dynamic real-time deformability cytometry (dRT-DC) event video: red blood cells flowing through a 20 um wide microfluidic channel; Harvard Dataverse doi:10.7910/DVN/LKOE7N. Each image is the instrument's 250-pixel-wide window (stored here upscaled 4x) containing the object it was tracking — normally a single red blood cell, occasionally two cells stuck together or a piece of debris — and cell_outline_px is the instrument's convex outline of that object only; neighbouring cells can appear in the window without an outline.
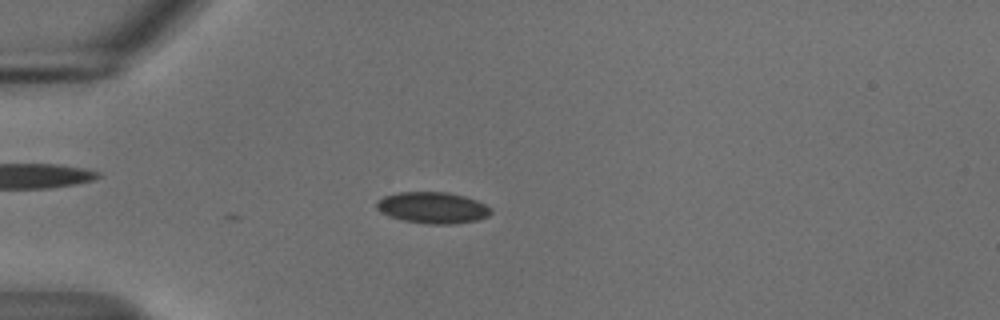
{"species": "common noctule bat (a hibernating species)", "species_latin": "Nyctalus noctula", "temperature_condition": "cold", "stored_images_in_passage": 11, "camera_frame_rate_fps": 3000, "um_per_image_px": 0.085, "animal": {"sex": "male", "body_mass_g": 18.8}, "frame": {"image": 1, "passage_image": 4, "time_ms": 1.0, "image_size_px": [1000, 320], "cell_outline_px": [[492, 212], [488, 216], [476, 220], [452, 224], [428, 224], [404, 220], [388, 216], [380, 212], [376, 208], [376, 200], [384, 196], [400, 192], [448, 192], [464, 196], [476, 200], [492, 208]], "centroid_in_image_um": [36.76, 17.65], "position_along_channel_um": 48.2, "area_um2": 20.92}}
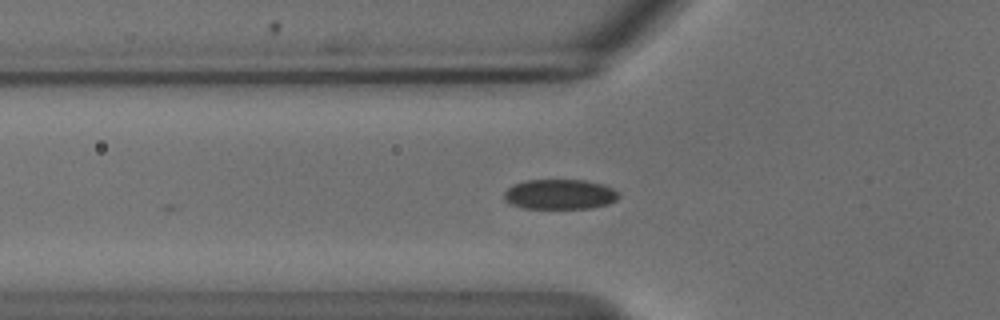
{"frame": {"image": 2, "passage_image": 8, "time_ms": 2.333, "image_size_px": [1000, 320], "cell_outline_px": [[620, 196], [616, 200], [608, 204], [588, 208], [524, 208], [508, 204], [504, 200], [504, 192], [508, 188], [524, 180], [584, 180], [604, 184], [620, 192]], "centroid_in_image_um": [47.59, 16.51], "position_along_channel_um": 78.2, "area_um2": 20.17}}